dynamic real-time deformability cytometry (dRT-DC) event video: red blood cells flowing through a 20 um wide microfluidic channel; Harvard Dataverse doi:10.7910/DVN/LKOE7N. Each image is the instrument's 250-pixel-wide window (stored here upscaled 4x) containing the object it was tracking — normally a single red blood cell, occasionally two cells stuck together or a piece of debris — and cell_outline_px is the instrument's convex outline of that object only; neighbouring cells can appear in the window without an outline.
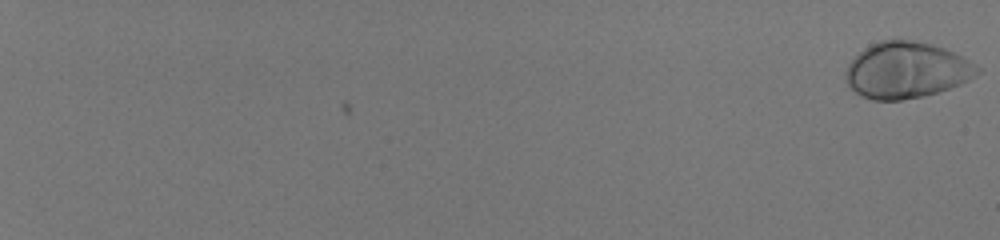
{"species": "human", "species_latin": "Homo sapiens", "temperature_condition": "room temperature", "stored_images_in_passage": 59, "camera_frame_rate_fps": 3000, "um_per_image_px": 0.085, "donor": {"sex": "male"}, "frame": {"image": 1, "passage_image": 1, "time_ms": 0.0, "image_size_px": [1000, 240], "cell_outline_px": [[980, 72], [968, 80], [960, 84], [924, 96], [900, 100], [872, 100], [860, 96], [848, 84], [844, 76], [844, 72], [848, 64], [864, 48], [880, 40], [892, 36], [932, 44], [944, 48], [964, 56], [980, 68]], "centroid_in_image_um": [77.03, 5.93], "position_along_channel_um": 8.0, "area_um2": 43.52}}
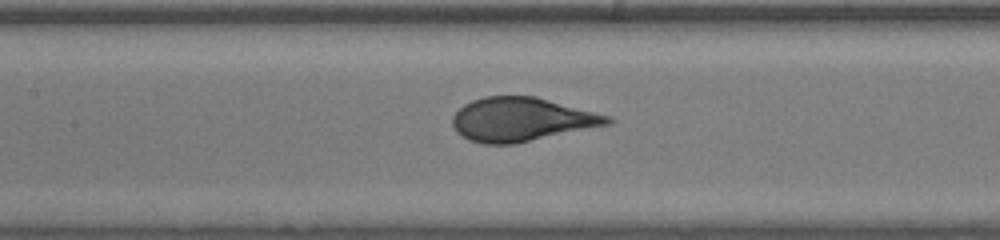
{"frame": {"image": 2, "passage_image": 35, "time_ms": 11.333, "image_size_px": [1000, 240], "cell_outline_px": [[616, 120], [608, 124], [512, 144], [484, 144], [468, 140], [456, 132], [452, 124], [452, 116], [464, 104], [472, 100], [484, 96], [536, 96], [612, 116]], "centroid_in_image_um": [44.31, 10.14], "position_along_channel_um": 163.1, "area_um2": 39.42}}
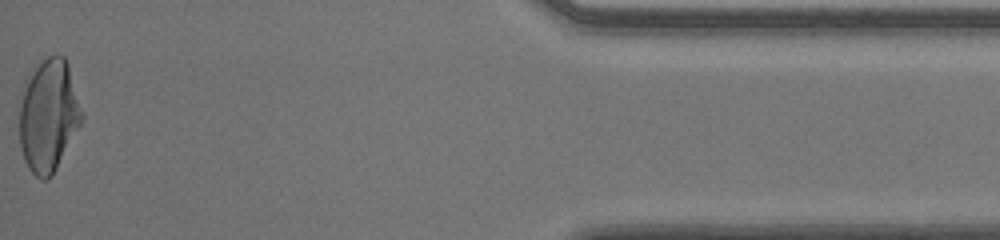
{"frame": {"image": 3, "passage_image": 59, "time_ms": 19.333, "image_size_px": [1000, 240], "cell_outline_px": [[84, 116], [80, 124], [52, 176], [48, 180], [40, 180], [28, 168], [24, 160], [20, 148], [20, 92], [32, 68], [40, 60], [56, 52], [64, 56], [68, 64], [84, 112]], "centroid_in_image_um": [4.12, 9.77], "position_along_channel_um": 431.1, "area_um2": 41.5}, "authors_computed_cell_mechanics": {"area_um2": 39.9398, "velocity_mm_per_s": 4.0349, "shape_relaxation_time_tau1_ms": 3.9011, "shape_relaxation_time_tau2_ms": null, "deformation_change_tau1": 0.2189, "deformation_change_tau2": null}}